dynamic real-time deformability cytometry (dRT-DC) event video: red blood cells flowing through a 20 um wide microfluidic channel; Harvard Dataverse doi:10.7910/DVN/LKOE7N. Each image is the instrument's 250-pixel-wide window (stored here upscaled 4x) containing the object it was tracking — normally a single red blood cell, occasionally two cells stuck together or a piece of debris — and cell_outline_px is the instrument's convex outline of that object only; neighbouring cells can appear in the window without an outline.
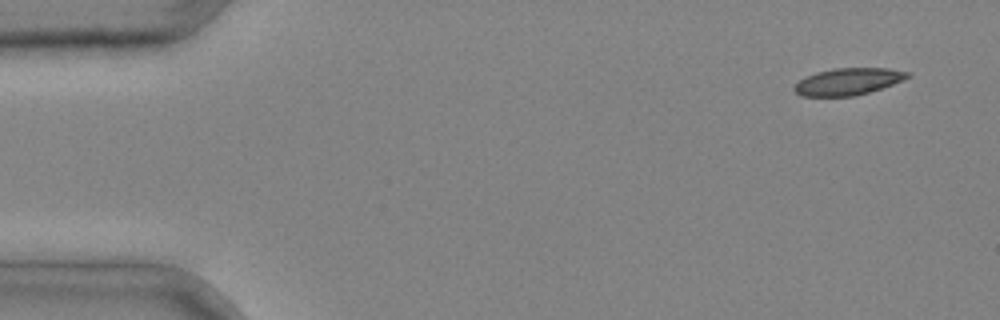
{"species": "common noctule bat (a hibernating species)", "species_latin": "Nyctalus noctula", "temperature_condition": "cold", "stored_images_in_passage": 4, "camera_frame_rate_fps": 3000, "um_per_image_px": 0.085, "animal": {"sex": "male", "body_mass_g": 20.4}, "frame": {"image": 1, "passage_image": 1, "time_ms": 0.0, "image_size_px": [1000, 320], "cell_outline_px": [[912, 76], [904, 80], [856, 96], [800, 96], [792, 88], [804, 76], [816, 72], [832, 68], [888, 68], [912, 72]], "centroid_in_image_um": [72.1, 6.92], "position_along_channel_um": 12.9, "area_um2": 17.92}}
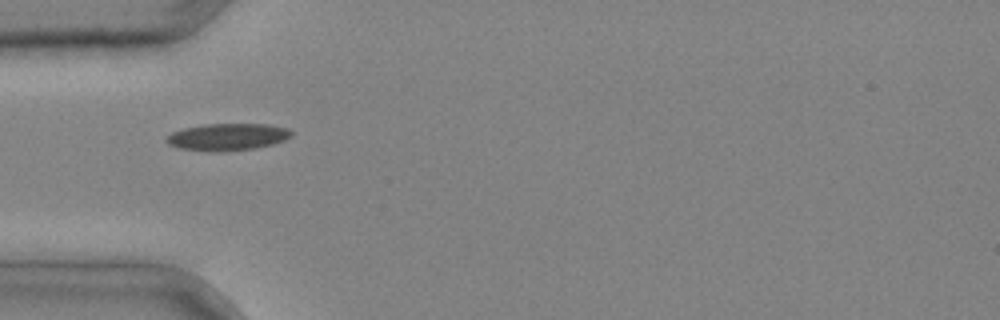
{"frame": {"image": 2, "passage_image": 4, "time_ms": 1.0, "image_size_px": [1000, 320], "cell_outline_px": [[292, 136], [284, 140], [272, 144], [256, 148], [220, 152], [212, 152], [180, 148], [168, 144], [164, 140], [172, 132], [184, 128], [204, 124], [268, 124], [288, 128], [292, 132]], "centroid_in_image_um": [19.34, 11.64], "position_along_channel_um": 65.7, "area_um2": 19.77}}